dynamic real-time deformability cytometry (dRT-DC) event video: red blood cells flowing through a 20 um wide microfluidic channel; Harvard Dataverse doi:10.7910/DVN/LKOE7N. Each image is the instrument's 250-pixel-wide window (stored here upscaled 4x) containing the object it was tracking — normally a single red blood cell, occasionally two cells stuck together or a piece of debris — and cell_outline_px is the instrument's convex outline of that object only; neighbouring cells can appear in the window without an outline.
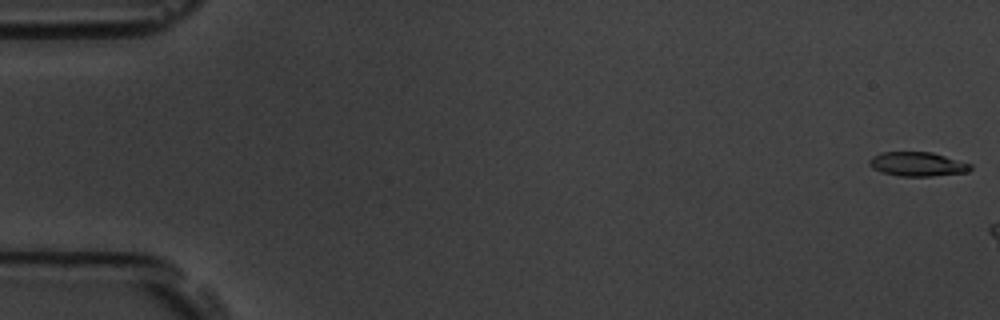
{"species": "common noctule bat (a hibernating species)", "species_latin": "Nyctalus noctula", "temperature_condition": "room temperature", "stored_images_in_passage": 3, "camera_frame_rate_fps": 3000, "um_per_image_px": 0.085, "animal": {"sex": "male", "body_mass_g": 19.5, "forearm_length_mm": 54.6}, "frame": {"image": 1, "passage_image": 1, "time_ms": 0.0, "image_size_px": [1000, 320], "cell_outline_px": [[972, 168], [968, 172], [932, 176], [900, 176], [880, 172], [872, 168], [868, 164], [868, 160], [872, 156], [880, 152], [932, 152], [972, 164]], "centroid_in_image_um": [77.96, 13.95], "position_along_channel_um": 7.0, "area_um2": 14.39}}